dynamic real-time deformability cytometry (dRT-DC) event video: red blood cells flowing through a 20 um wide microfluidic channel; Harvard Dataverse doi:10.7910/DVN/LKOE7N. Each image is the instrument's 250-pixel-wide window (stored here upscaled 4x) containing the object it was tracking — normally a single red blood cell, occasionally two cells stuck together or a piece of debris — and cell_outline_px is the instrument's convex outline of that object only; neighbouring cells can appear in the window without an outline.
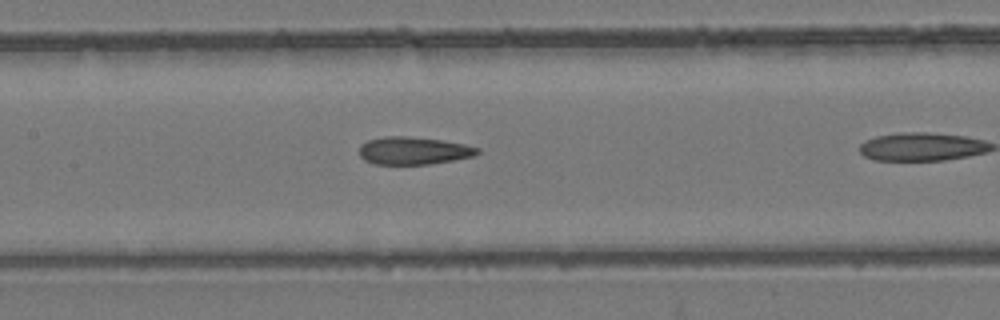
{"species": "common noctule bat (a hibernating species)", "species_latin": "Nyctalus noctula", "temperature_condition": "room temperature", "stored_images_in_passage": 11, "camera_frame_rate_fps": 3000, "um_per_image_px": 0.085, "animal": {"sex": "female", "body_mass_g": 24.6, "forearm_length_mm": 56.2}, "frame": {"image": 1, "passage_image": 10, "time_ms": 3.0, "image_size_px": [1000, 320], "cell_outline_px": [[480, 152], [476, 156], [428, 164], [376, 164], [364, 160], [360, 156], [360, 144], [368, 140], [384, 136], [404, 136], [440, 140], [464, 144], [480, 148]], "centroid_in_image_um": [35.15, 12.81], "position_along_channel_um": 172.2, "area_um2": 18.96}}